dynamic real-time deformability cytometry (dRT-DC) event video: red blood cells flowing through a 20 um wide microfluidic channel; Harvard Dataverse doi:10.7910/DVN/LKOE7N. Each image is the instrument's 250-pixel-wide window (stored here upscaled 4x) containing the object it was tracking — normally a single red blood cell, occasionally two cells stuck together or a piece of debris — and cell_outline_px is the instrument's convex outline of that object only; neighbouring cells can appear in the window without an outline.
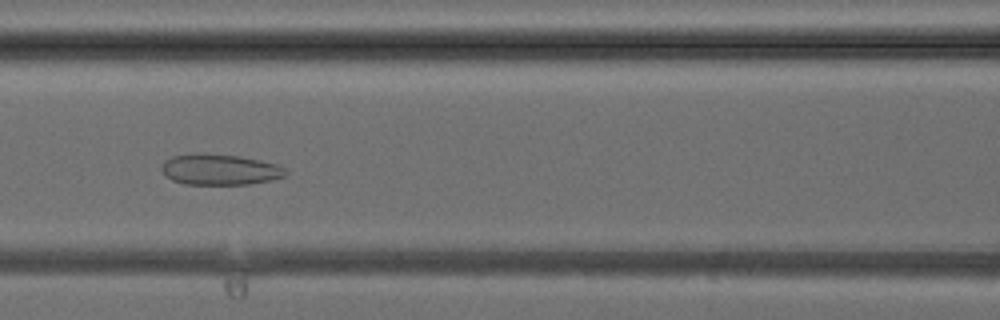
{"species": "common noctule bat (a hibernating species)", "species_latin": "Nyctalus noctula", "temperature_condition": "cold", "stored_images_in_passage": 31, "camera_frame_rate_fps": 3000, "um_per_image_px": 0.085, "animal": {"sex": "female", "body_mass_g": 24.6, "forearm_length_mm": 56.2}, "frame": {"image": 1, "passage_image": 12, "time_ms": 3.667, "image_size_px": [1000, 320], "cell_outline_px": [[288, 172], [284, 176], [272, 180], [248, 184], [184, 184], [172, 180], [160, 168], [164, 160], [172, 156], [196, 152], [240, 156], [260, 160], [276, 164], [284, 168]], "centroid_in_image_um": [18.67, 14.4], "position_along_channel_um": 147.9, "area_um2": 22.37}}
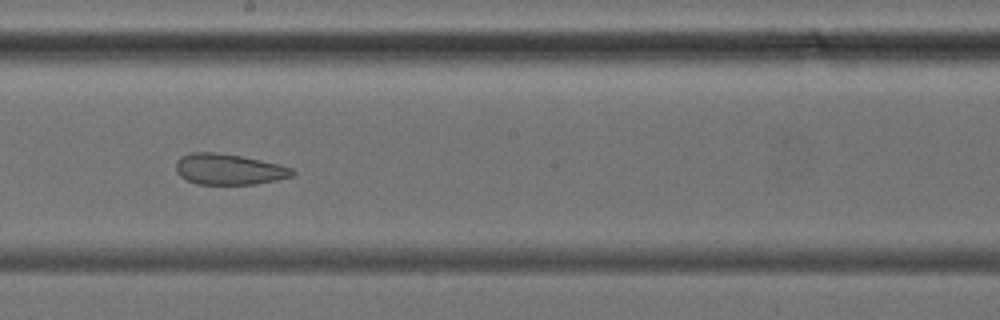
{"frame": {"image": 2, "passage_image": 17, "time_ms": 5.333, "image_size_px": [1000, 320], "cell_outline_px": [[296, 172], [292, 176], [276, 180], [256, 184], [196, 184], [180, 176], [176, 172], [176, 160], [180, 156], [192, 152], [216, 152], [240, 156], [260, 160], [292, 168]], "centroid_in_image_um": [19.41, 14.39], "position_along_channel_um": 228.8, "area_um2": 20.87}}
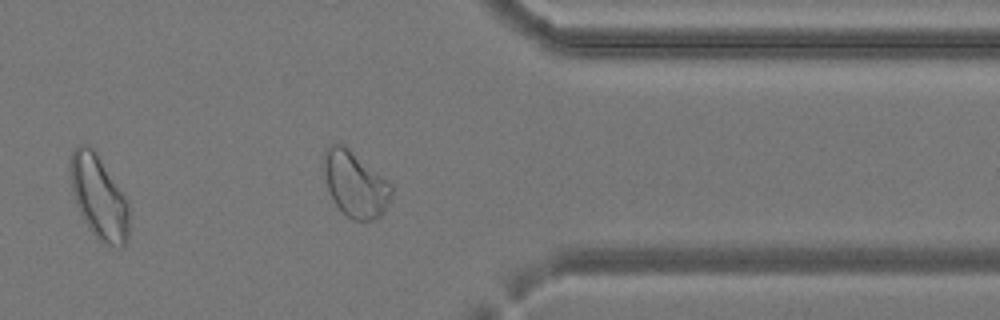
{"frame": {"image": 3, "passage_image": 27, "time_ms": 8.667, "image_size_px": [1000, 320], "cell_outline_px": [[392, 196], [384, 212], [380, 216], [372, 220], [352, 220], [332, 200], [328, 192], [324, 172], [324, 152], [328, 144], [344, 144], [388, 180], [392, 184]], "centroid_in_image_um": [30.2, 15.64], "position_along_channel_um": 381.2, "area_um2": 25.95}}